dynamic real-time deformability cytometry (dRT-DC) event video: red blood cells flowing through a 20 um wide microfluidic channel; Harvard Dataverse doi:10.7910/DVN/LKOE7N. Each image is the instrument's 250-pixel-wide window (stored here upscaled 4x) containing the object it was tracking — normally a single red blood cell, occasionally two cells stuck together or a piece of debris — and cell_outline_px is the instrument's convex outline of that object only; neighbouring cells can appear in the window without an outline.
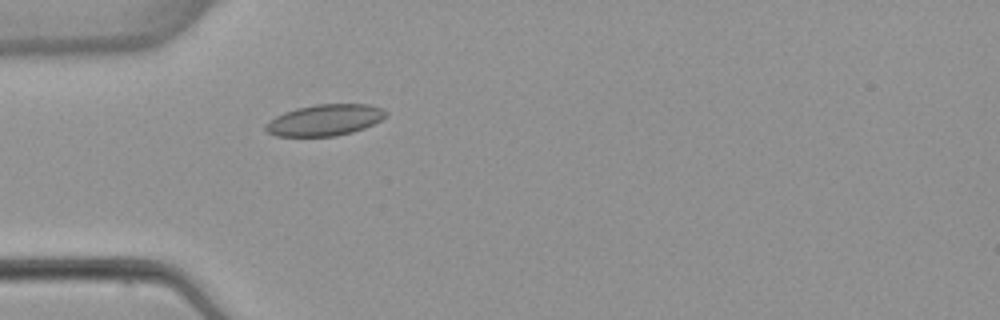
{"species": "common noctule bat (a hibernating species)", "species_latin": "Nyctalus noctula", "temperature_condition": "warm", "stored_images_in_passage": 5, "camera_frame_rate_fps": 3000, "um_per_image_px": 0.085, "animal": {"sex": "female", "body_mass_g": 22.7, "forearm_length_mm": 54.2}, "frame": {"image": 1, "passage_image": 5, "time_ms": 4.667, "image_size_px": [1000, 320], "cell_outline_px": [[388, 116], [364, 128], [352, 132], [336, 136], [276, 136], [268, 132], [264, 128], [264, 124], [276, 116], [284, 112], [296, 108], [316, 104], [368, 104], [384, 108], [388, 112]], "centroid_in_image_um": [27.62, 10.2], "position_along_channel_um": 57.4, "area_um2": 22.02}}